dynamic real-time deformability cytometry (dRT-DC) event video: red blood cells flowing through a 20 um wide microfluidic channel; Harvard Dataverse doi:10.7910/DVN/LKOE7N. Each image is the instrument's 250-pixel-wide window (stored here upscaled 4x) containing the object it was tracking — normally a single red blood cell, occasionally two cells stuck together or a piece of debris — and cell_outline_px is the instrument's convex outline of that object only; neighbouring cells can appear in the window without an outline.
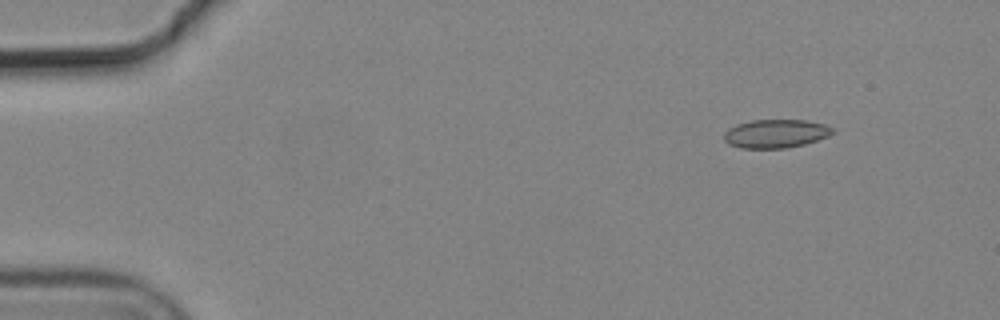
{"species": "common noctule bat (a hibernating species)", "species_latin": "Nyctalus noctula", "temperature_condition": "cold", "stored_images_in_passage": 4, "camera_frame_rate_fps": 3000, "um_per_image_px": 0.085, "animal": {"sex": "male", "body_mass_g": 19.2, "forearm_length_mm": 51.8}, "frame": {"image": 1, "passage_image": 2, "time_ms": 0.333, "image_size_px": [1000, 320], "cell_outline_px": [[836, 132], [828, 136], [804, 144], [784, 148], [740, 148], [728, 144], [724, 140], [724, 132], [728, 128], [736, 124], [752, 120], [804, 120], [824, 124], [832, 128]], "centroid_in_image_um": [65.9, 11.35], "position_along_channel_um": 19.1, "area_um2": 18.03}}
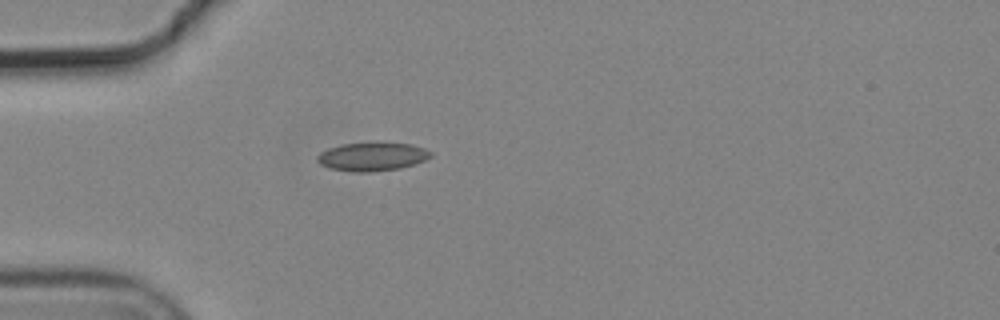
{"frame": {"image": 2, "passage_image": 4, "time_ms": 1.0, "image_size_px": [1000, 320], "cell_outline_px": [[432, 156], [416, 164], [400, 168], [368, 172], [352, 172], [328, 168], [320, 164], [316, 160], [316, 156], [320, 152], [328, 148], [340, 144], [412, 144], [424, 148], [432, 152]], "centroid_in_image_um": [31.6, 13.34], "position_along_channel_um": 53.4, "area_um2": 18.61}}